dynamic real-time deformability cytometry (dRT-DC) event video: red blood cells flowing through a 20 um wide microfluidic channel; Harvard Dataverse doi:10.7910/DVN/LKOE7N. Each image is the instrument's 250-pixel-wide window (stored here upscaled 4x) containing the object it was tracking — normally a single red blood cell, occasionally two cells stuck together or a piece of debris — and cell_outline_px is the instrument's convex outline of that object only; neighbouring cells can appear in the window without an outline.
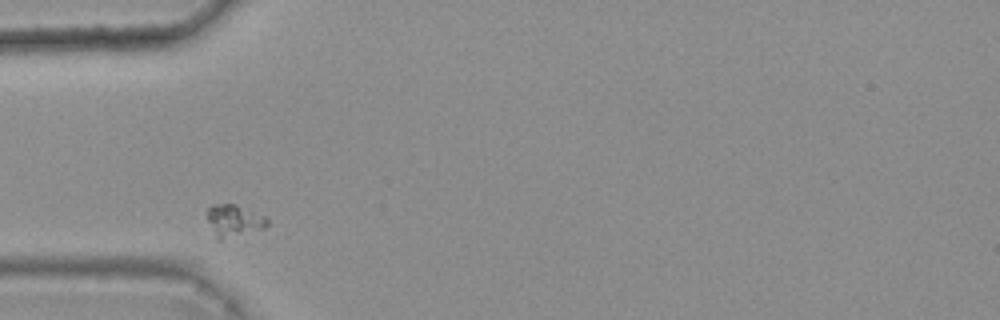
{"species": "common noctule bat (a hibernating species)", "species_latin": "Nyctalus noctula", "temperature_condition": "warm", "stored_images_in_passage": 2, "camera_frame_rate_fps": 3000, "um_per_image_px": 0.085, "animal": {"sex": "female", "body_mass_g": 25.1}, "frame": {"image": 1, "passage_image": 1, "time_ms": 0.0, "image_size_px": [1000, 320], "cell_outline_px": [[268, 224], [264, 228], [220, 240], [216, 240], [204, 212], [212, 204], [236, 204], [264, 216], [268, 220]], "centroid_in_image_um": [19.82, 18.74], "position_along_channel_um": 65.2, "area_um2": 11.27}}
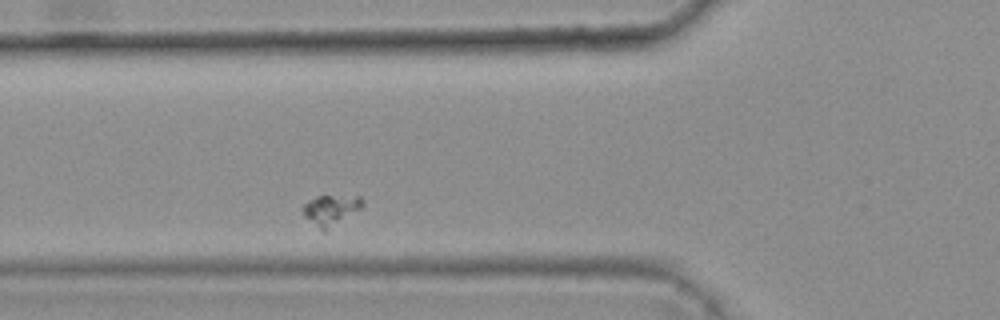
{"frame": {"image": 2, "passage_image": 2, "time_ms": 0.333, "image_size_px": [1000, 320], "cell_outline_px": [[364, 204], [360, 208], [324, 232], [304, 216], [304, 204], [308, 200], [316, 196], [360, 196], [364, 200]], "centroid_in_image_um": [28.13, 17.82], "position_along_channel_um": 97.7, "area_um2": 10.23}}